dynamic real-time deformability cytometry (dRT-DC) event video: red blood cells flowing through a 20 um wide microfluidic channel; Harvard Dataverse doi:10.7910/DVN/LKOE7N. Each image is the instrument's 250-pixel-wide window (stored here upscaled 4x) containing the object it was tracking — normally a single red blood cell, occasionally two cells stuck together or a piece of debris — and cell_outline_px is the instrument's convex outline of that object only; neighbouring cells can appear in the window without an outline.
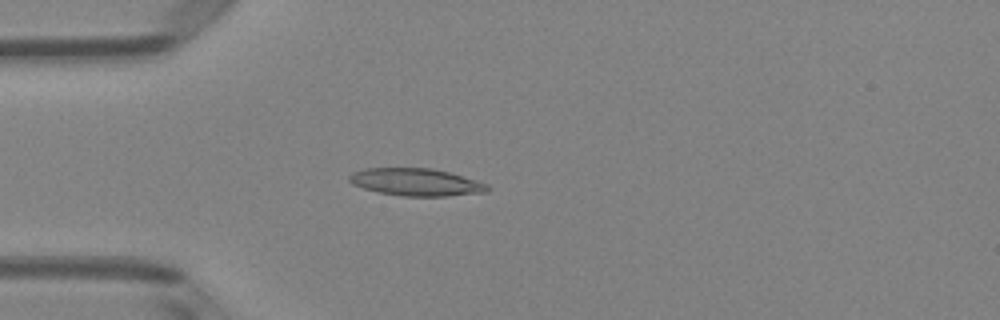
{"species": "Egyptian fruit bat (a non-hibernating species)", "species_latin": "Rousettus aegyptiacus", "temperature_condition": "room temperature", "stored_images_in_passage": 51, "camera_frame_rate_fps": 3000, "um_per_image_px": 0.085, "animal": {"sex": "female"}, "frame": {"image": 1, "passage_image": 14, "time_ms": 4.333, "image_size_px": [1000, 320], "cell_outline_px": [[488, 192], [448, 196], [400, 196], [376, 192], [352, 184], [348, 180], [348, 176], [352, 172], [364, 168], [432, 168], [448, 172], [476, 180], [488, 184]], "centroid_in_image_um": [35.33, 15.48], "position_along_channel_um": 49.7, "area_um2": 22.2}}
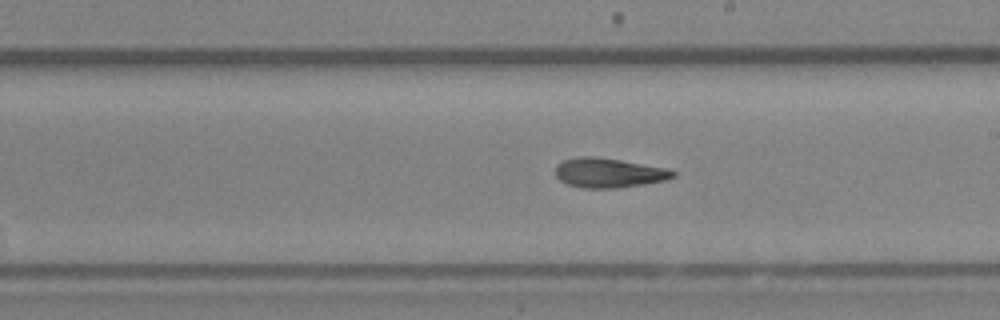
{"frame": {"image": 2, "passage_image": 29, "time_ms": 9.333, "image_size_px": [1000, 320], "cell_outline_px": [[676, 176], [664, 180], [644, 184], [616, 188], [584, 188], [568, 184], [560, 180], [556, 176], [556, 164], [564, 160], [580, 156], [592, 156], [620, 160], [664, 168], [676, 172]], "centroid_in_image_um": [51.71, 14.69], "position_along_channel_um": 237.3, "area_um2": 20.0}}
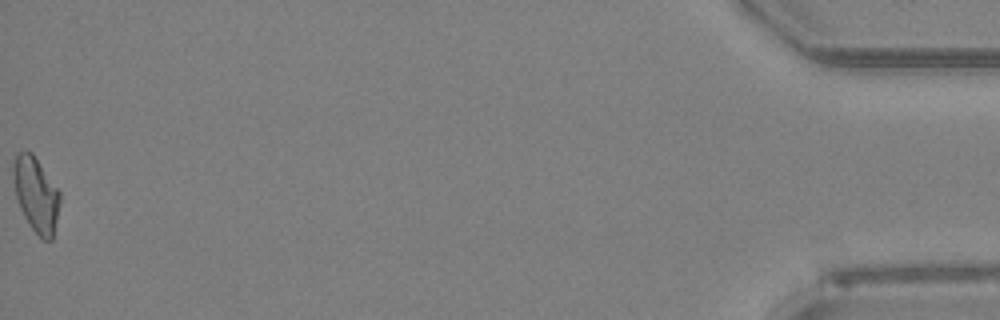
{"frame": {"image": 3, "passage_image": 51, "time_ms": 16.667, "image_size_px": [1000, 320], "cell_outline_px": [[60, 204], [52, 240], [44, 240], [32, 228], [24, 216], [20, 208], [16, 196], [12, 172], [12, 164], [16, 152], [32, 152], [60, 192]], "centroid_in_image_um": [3.05, 16.51], "position_along_channel_um": 432.1, "area_um2": 20.17}, "authors_computed_cell_mechanics": {"area_um2": 20.4612, "velocity_mm_per_s": 4.0023, "shape_relaxation_time_tau1_ms": 4.1457, "shape_relaxation_time_tau2_ms": 3.6845, "deformation_change_tau1": 0.1493, "deformation_change_tau2": 0.1336}}